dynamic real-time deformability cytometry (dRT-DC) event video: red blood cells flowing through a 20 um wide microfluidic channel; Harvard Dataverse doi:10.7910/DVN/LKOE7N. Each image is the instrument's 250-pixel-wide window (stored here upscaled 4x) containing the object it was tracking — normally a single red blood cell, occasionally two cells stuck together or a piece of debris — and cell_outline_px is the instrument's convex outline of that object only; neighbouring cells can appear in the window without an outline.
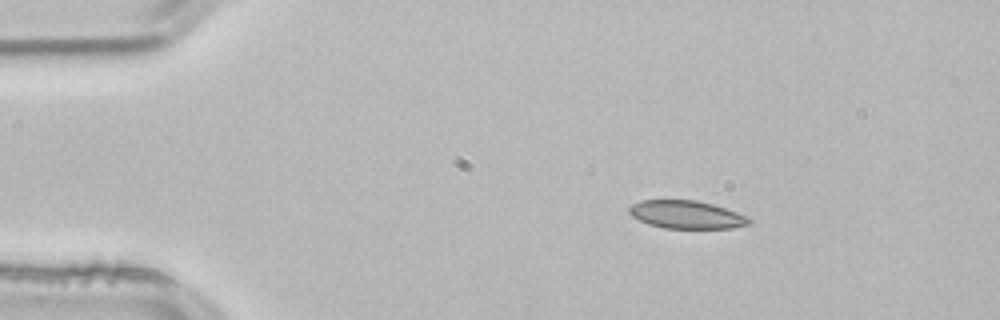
{"species": "common noctule bat (a hibernating species)", "species_latin": "Nyctalus noctula", "temperature_condition": "room temperature", "stored_images_in_passage": 2, "camera_frame_rate_fps": 3000, "um_per_image_px": 0.085, "animal": {"sex": "male", "body_mass_g": 21.5, "forearm_length_mm": 52.0}, "frame": {"image": 1, "passage_image": 1, "time_ms": 0.0, "image_size_px": [1000, 320], "cell_outline_px": [[752, 224], [732, 228], [664, 228], [648, 224], [632, 216], [628, 212], [628, 208], [632, 204], [640, 200], [696, 200], [712, 204], [748, 216], [752, 220]], "centroid_in_image_um": [58.36, 18.24], "position_along_channel_um": 26.6, "area_um2": 19.59}}